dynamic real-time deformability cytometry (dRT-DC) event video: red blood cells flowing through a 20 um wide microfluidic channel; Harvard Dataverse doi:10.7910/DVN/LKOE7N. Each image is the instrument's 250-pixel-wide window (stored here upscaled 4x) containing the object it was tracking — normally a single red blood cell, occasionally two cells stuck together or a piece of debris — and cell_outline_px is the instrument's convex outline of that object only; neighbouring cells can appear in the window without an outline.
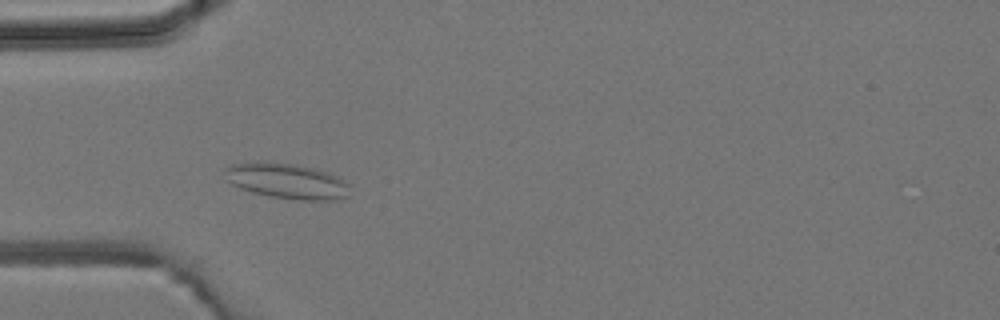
{"species": "common noctule bat (a hibernating species)", "species_latin": "Nyctalus noctula", "temperature_condition": "room temperature", "stored_images_in_passage": 8, "camera_frame_rate_fps": 3000, "um_per_image_px": 0.085, "animal": {"sex": "male", "body_mass_g": 19.2, "forearm_length_mm": 51.8}, "frame": {"image": 1, "passage_image": 4, "time_ms": 3.667, "image_size_px": [1000, 320], "cell_outline_px": [[348, 196], [336, 200], [300, 200], [272, 196], [252, 192], [240, 188], [232, 184], [228, 180], [228, 168], [232, 164], [256, 160], [264, 160], [296, 164], [316, 168], [328, 172], [344, 180], [348, 184]], "centroid_in_image_um": [24.42, 15.36], "position_along_channel_um": 60.6, "area_um2": 25.84}}